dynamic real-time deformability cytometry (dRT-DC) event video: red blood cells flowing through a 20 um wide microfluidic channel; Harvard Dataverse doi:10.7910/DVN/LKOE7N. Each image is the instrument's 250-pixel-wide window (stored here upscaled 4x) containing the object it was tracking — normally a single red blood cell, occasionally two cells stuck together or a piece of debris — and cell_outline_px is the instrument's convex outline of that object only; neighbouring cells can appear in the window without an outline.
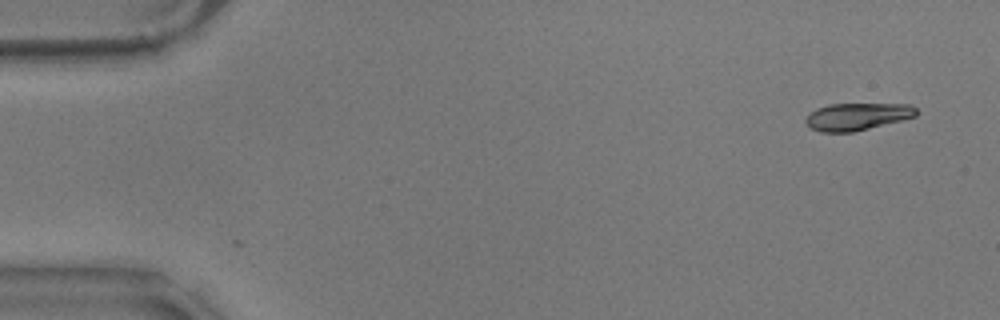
{"species": "common noctule bat (a hibernating species)", "species_latin": "Nyctalus noctula", "temperature_condition": "warm", "stored_images_in_passage": 56, "camera_frame_rate_fps": 3000, "um_per_image_px": 0.085, "animal": {"sex": "male", "body_mass_g": 17.9}, "frame": {"image": 1, "passage_image": 2, "time_ms": 0.333, "image_size_px": [1000, 320], "cell_outline_px": [[916, 116], [852, 132], [820, 132], [812, 128], [804, 120], [816, 108], [828, 104], [912, 104], [916, 108]], "centroid_in_image_um": [72.85, 9.89], "position_along_channel_um": 12.1, "area_um2": 17.28}}
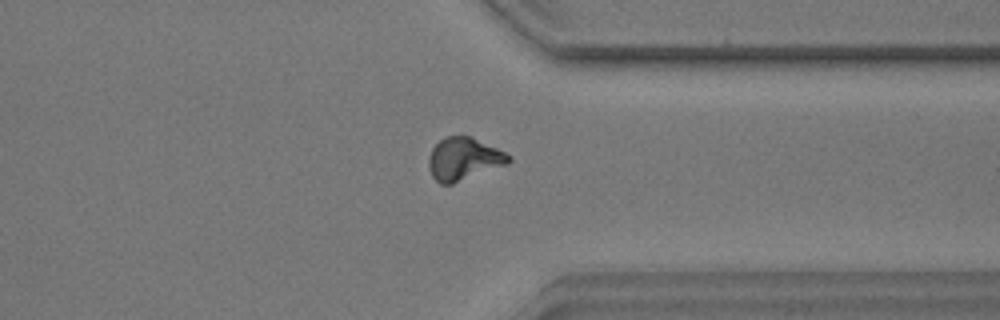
{"frame": {"image": 2, "passage_image": 43, "time_ms": 14.0, "image_size_px": [1000, 320], "cell_outline_px": [[512, 160], [508, 164], [452, 184], [440, 184], [432, 176], [428, 164], [428, 156], [432, 148], [444, 136], [472, 136], [512, 156]], "centroid_in_image_um": [39.41, 13.51], "position_along_channel_um": 372.0, "area_um2": 19.94}}
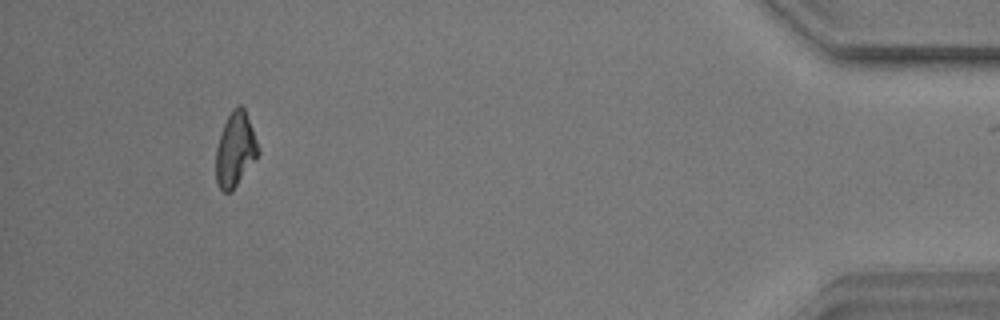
{"frame": {"image": 3, "passage_image": 52, "time_ms": 17.0, "image_size_px": [1000, 320], "cell_outline_px": [[260, 152], [256, 160], [232, 192], [224, 192], [220, 188], [216, 180], [216, 148], [220, 132], [232, 108], [240, 104], [244, 108], [252, 128]], "centroid_in_image_um": [20.0, 12.73], "position_along_channel_um": 415.2, "area_um2": 18.38}, "authors_computed_cell_mechanics": {"area_um2": 18.6405, "velocity_mm_per_s": 3.5327, "shape_relaxation_time_tau1_ms": 3.3644, "shape_relaxation_time_tau2_ms": 1.8238, "deformation_change_tau1": 0.1425, "deformation_change_tau2": 0.0683}}